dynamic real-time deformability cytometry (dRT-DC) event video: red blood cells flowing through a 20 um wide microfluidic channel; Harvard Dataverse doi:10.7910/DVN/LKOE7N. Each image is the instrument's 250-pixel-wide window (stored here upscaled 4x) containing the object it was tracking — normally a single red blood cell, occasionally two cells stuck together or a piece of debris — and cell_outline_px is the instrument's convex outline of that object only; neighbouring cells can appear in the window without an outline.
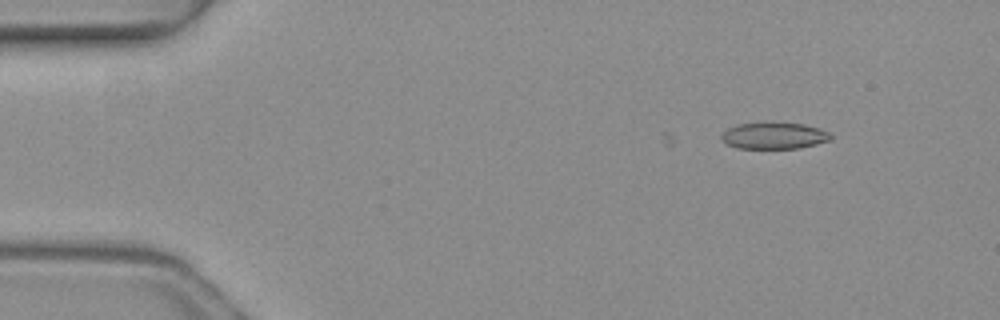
{"species": "common noctule bat (a hibernating species)", "species_latin": "Nyctalus noctula", "temperature_condition": "warm", "stored_images_in_passage": 3, "camera_frame_rate_fps": 3000, "um_per_image_px": 0.085, "animal": {"sex": "female", "body_mass_g": 19.3, "forearm_length_mm": 54.1}, "frame": {"image": 1, "passage_image": 2, "time_ms": 0.333, "image_size_px": [1000, 320], "cell_outline_px": [[832, 140], [800, 148], [736, 148], [728, 144], [720, 136], [728, 128], [736, 124], [764, 120], [804, 124], [820, 128], [828, 132], [832, 136]], "centroid_in_image_um": [65.8, 11.49], "position_along_channel_um": 19.2, "area_um2": 17.46}}
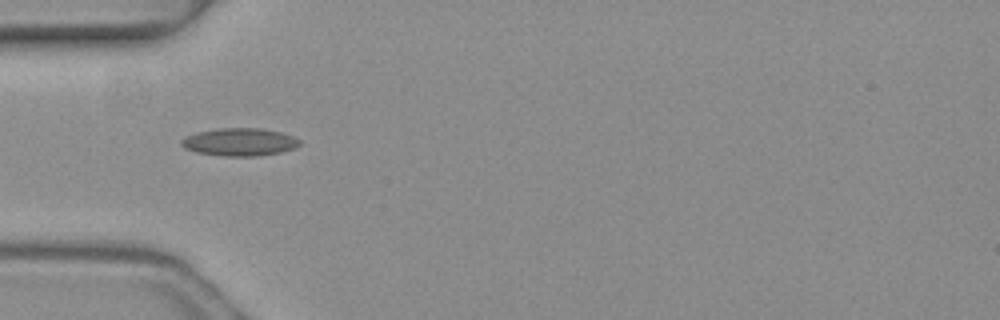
{"frame": {"image": 2, "passage_image": 3, "time_ms": 0.667, "image_size_px": [1000, 320], "cell_outline_px": [[300, 144], [292, 148], [280, 152], [256, 156], [224, 156], [196, 152], [184, 148], [180, 144], [180, 140], [184, 136], [196, 132], [216, 128], [260, 128], [280, 132], [292, 136], [300, 140]], "centroid_in_image_um": [20.3, 12.06], "position_along_channel_um": 64.7, "area_um2": 19.13}}